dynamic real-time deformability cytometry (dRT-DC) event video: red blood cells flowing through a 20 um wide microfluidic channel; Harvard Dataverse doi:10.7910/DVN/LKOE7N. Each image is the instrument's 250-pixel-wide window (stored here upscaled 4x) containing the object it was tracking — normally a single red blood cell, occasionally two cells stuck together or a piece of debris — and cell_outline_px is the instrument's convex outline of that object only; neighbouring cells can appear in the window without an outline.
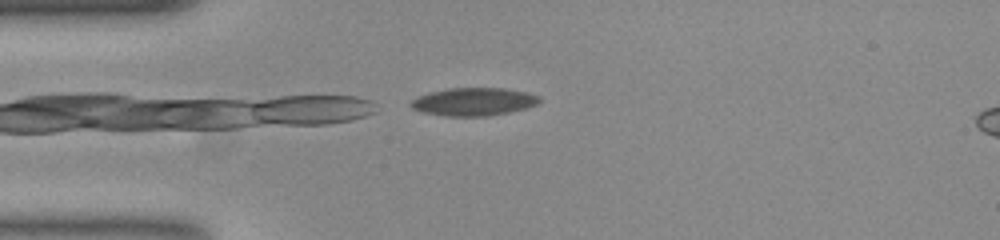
{"species": "common noctule bat (a hibernating species)", "species_latin": "Nyctalus noctula", "temperature_condition": "room temperature", "stored_images_in_passage": 2, "camera_frame_rate_fps": 3000, "um_per_image_px": 0.085, "animal": {"sex": "female", "body_mass_g": 23.0, "forearm_length_mm": 53.4}, "frame": {"image": 1, "passage_image": 2, "time_ms": 0.333, "image_size_px": [1000, 240], "cell_outline_px": [[540, 100], [536, 104], [524, 108], [508, 112], [488, 116], [444, 116], [420, 112], [412, 108], [408, 104], [412, 100], [420, 96], [432, 92], [448, 88], [504, 88], [528, 92], [540, 96]], "centroid_in_image_um": [40.24, 8.65], "position_along_channel_um": 44.8, "area_um2": 20.87}}